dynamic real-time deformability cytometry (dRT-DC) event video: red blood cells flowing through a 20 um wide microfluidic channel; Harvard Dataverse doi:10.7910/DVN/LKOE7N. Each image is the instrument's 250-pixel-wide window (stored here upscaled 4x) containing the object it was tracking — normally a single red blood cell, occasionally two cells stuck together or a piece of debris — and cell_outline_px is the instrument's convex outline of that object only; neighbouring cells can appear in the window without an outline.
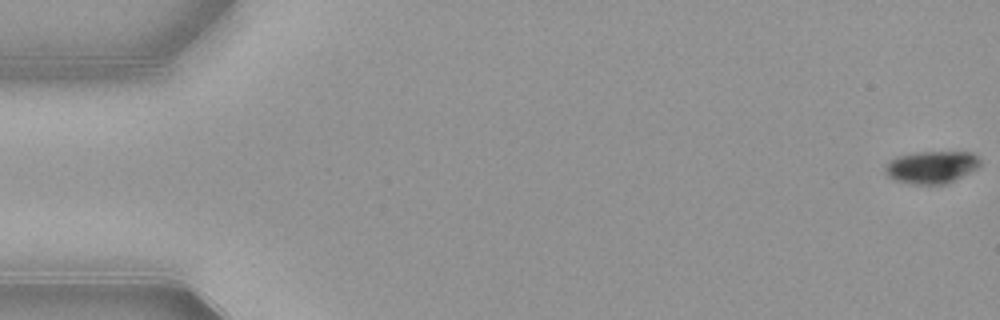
{"species": "common noctule bat (a hibernating species)", "species_latin": "Nyctalus noctula", "temperature_condition": "warm", "stored_images_in_passage": 54, "camera_frame_rate_fps": 3000, "um_per_image_px": 0.085, "animal": {"sex": "female", "body_mass_g": 21.9}, "frame": {"image": 1, "passage_image": 1, "time_ms": 0.0, "image_size_px": [1000, 320], "cell_outline_px": [[980, 164], [976, 168], [944, 184], [908, 184], [892, 180], [884, 172], [884, 168], [888, 160], [900, 156], [920, 152], [972, 152], [980, 160]], "centroid_in_image_um": [79.11, 14.21], "position_along_channel_um": 5.9, "area_um2": 17.74}}
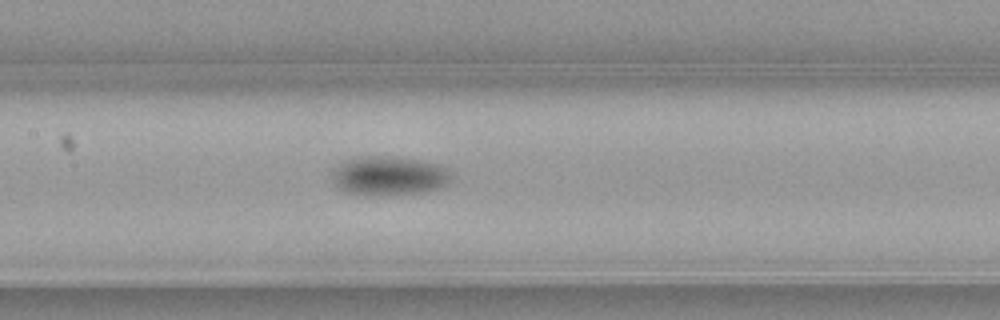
{"frame": {"image": 2, "passage_image": 26, "time_ms": 8.333, "image_size_px": [1000, 320], "cell_outline_px": [[448, 184], [440, 188], [424, 192], [392, 196], [364, 196], [344, 192], [332, 180], [332, 172], [340, 164], [348, 160], [360, 156], [396, 156], [420, 160], [436, 164], [444, 168], [448, 172]], "centroid_in_image_um": [33.02, 14.97], "position_along_channel_um": 174.4, "area_um2": 27.4}}
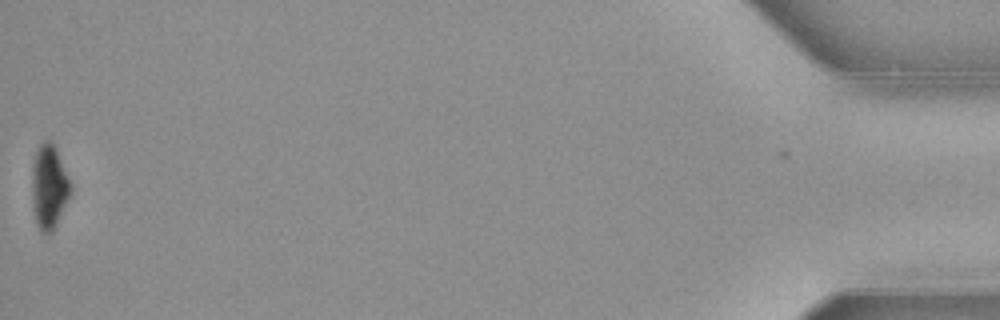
{"frame": {"image": 3, "passage_image": 54, "time_ms": 17.667, "image_size_px": [1000, 320], "cell_outline_px": [[72, 192], [52, 232], [40, 232], [36, 224], [32, 204], [32, 164], [36, 152], [40, 144], [44, 140], [48, 140], [56, 148], [72, 184]], "centroid_in_image_um": [4.17, 15.88], "position_along_channel_um": 431.0, "area_um2": 19.02}, "authors_computed_cell_mechanics": {"area_um2": 22.3975, "velocity_mm_per_s": 3.8828, "shape_relaxation_time_tau1_ms": 2.1618, "shape_relaxation_time_tau2_ms": null, "deformation_change_tau1": 0.1096, "deformation_change_tau2": null}}